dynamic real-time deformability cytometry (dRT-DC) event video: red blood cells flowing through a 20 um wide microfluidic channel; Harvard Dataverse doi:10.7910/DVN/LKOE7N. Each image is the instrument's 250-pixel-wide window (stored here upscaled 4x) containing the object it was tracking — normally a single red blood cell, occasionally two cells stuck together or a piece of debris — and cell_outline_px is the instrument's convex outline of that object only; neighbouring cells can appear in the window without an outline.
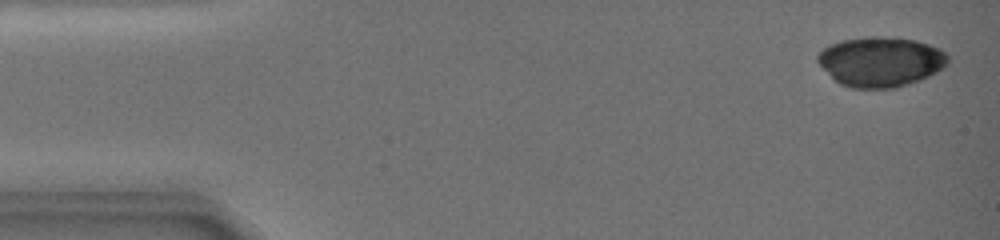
{"species": "common noctule bat (a hibernating species)", "species_latin": "Nyctalus noctula", "temperature_condition": "warm", "stored_images_in_passage": 23, "camera_frame_rate_fps": 3000, "um_per_image_px": 0.085, "animal": {"sex": "female", "body_mass_g": 19.0, "forearm_length_mm": 51.5}, "frame": {"image": 1, "passage_image": 2, "time_ms": 0.333, "image_size_px": [1000, 240], "cell_outline_px": [[948, 64], [936, 72], [920, 80], [896, 88], [852, 88], [840, 84], [816, 60], [816, 56], [824, 48], [840, 40], [864, 36], [896, 36], [916, 40], [940, 48], [948, 56]], "centroid_in_image_um": [74.88, 5.22], "position_along_channel_um": 10.1, "area_um2": 38.03}}